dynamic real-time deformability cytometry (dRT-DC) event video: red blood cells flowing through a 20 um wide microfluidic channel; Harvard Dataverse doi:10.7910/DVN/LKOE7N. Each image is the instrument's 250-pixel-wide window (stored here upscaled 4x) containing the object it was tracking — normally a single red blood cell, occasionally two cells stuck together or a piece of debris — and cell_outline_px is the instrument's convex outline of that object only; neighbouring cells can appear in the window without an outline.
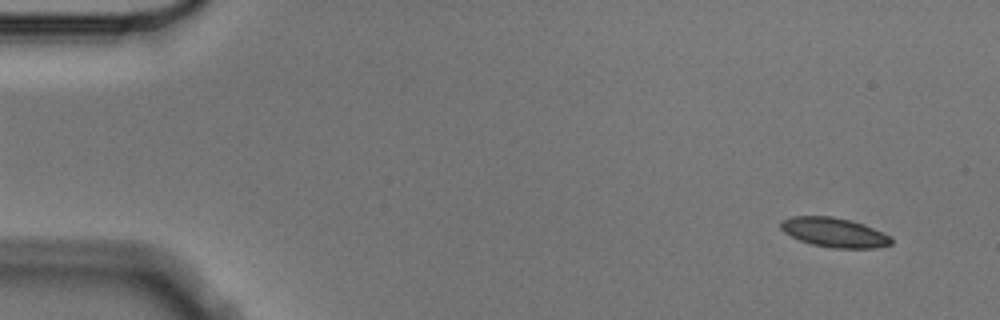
{"species": "Egyptian fruit bat (a non-hibernating species)", "species_latin": "Rousettus aegyptiacus", "temperature_condition": "cold", "stored_images_in_passage": 6, "segment_of_instrument_passage": [2, 2], "camera_frame_rate_fps": 3000, "um_per_image_px": 0.085, "animal": {"sex": "male"}, "frame": {"image": 1, "passage_image": 6, "time_ms": 1.667, "image_size_px": [1000, 320], "cell_outline_px": [[892, 244], [876, 248], [832, 248], [812, 244], [800, 240], [784, 232], [780, 228], [780, 220], [792, 216], [832, 216], [864, 224], [888, 236], [892, 240]], "centroid_in_image_um": [70.87, 19.75], "position_along_channel_um": 14.1, "area_um2": 18.79}}